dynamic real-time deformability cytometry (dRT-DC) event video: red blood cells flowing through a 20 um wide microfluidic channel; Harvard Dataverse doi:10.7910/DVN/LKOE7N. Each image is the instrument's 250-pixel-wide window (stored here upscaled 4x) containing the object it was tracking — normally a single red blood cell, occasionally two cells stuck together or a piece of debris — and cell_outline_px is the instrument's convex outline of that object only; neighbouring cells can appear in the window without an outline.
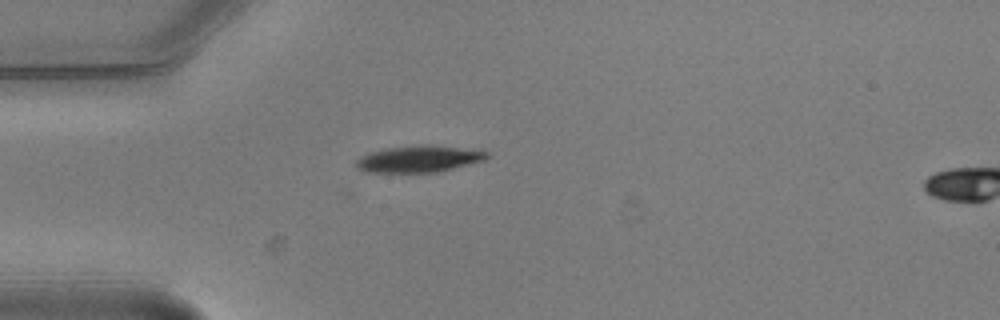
{"species": "common noctule bat (a hibernating species)", "species_latin": "Nyctalus noctula", "temperature_condition": "warm", "stored_images_in_passage": 5, "segment_of_instrument_passage": [1, 2], "camera_frame_rate_fps": 3000, "um_per_image_px": 0.085, "animal": {"sex": "male", "body_mass_g": 20.5, "forearm_length_mm": 52.5}, "frame": {"image": 1, "passage_image": 4, "time_ms": 1.0, "image_size_px": [1000, 320], "cell_outline_px": [[492, 156], [484, 160], [436, 172], [364, 172], [356, 168], [352, 164], [356, 160], [368, 152], [388, 148], [456, 148], [488, 152]], "centroid_in_image_um": [35.5, 13.57], "position_along_channel_um": 49.5, "area_um2": 19.07}}